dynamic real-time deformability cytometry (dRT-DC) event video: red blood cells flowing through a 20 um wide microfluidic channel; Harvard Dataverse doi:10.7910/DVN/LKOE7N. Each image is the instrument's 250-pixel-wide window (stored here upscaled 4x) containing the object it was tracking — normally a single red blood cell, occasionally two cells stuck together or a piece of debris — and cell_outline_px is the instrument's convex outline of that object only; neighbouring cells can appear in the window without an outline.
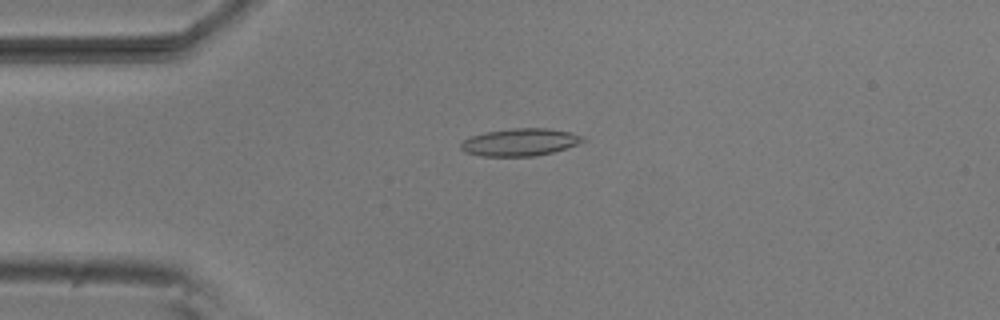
{"species": "common noctule bat (a hibernating species)", "species_latin": "Nyctalus noctula", "temperature_condition": "room temperature", "stored_images_in_passage": 50, "camera_frame_rate_fps": 3000, "um_per_image_px": 0.085, "animal": {"sex": "male", "body_mass_g": 20.5, "forearm_length_mm": 52.5}, "frame": {"image": 1, "passage_image": 12, "time_ms": 3.667, "image_size_px": [1000, 320], "cell_outline_px": [[588, 140], [552, 152], [536, 156], [480, 156], [464, 152], [460, 148], [460, 144], [464, 140], [472, 136], [484, 132], [512, 128], [548, 128], [568, 132], [584, 136]], "centroid_in_image_um": [44.18, 12.08], "position_along_channel_um": 40.8, "area_um2": 19.48}}
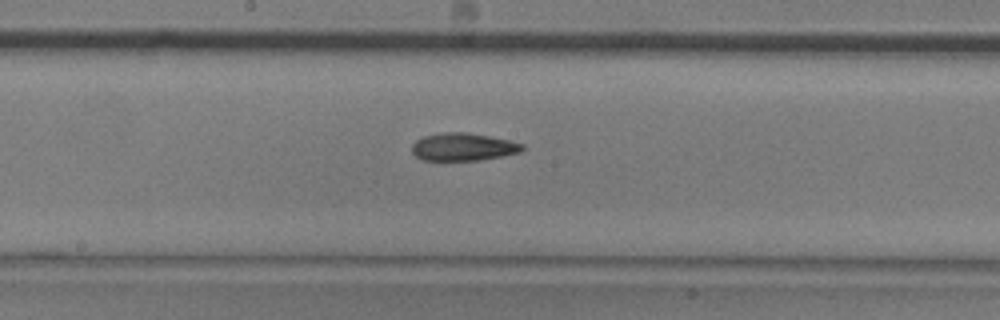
{"frame": {"image": 2, "passage_image": 27, "time_ms": 8.667, "image_size_px": [1000, 320], "cell_outline_px": [[524, 148], [520, 152], [480, 160], [420, 160], [412, 152], [412, 144], [416, 140], [424, 136], [444, 132], [464, 132], [488, 136], [508, 140], [524, 144]], "centroid_in_image_um": [39.34, 12.49], "position_along_channel_um": 208.9, "area_um2": 17.69}}
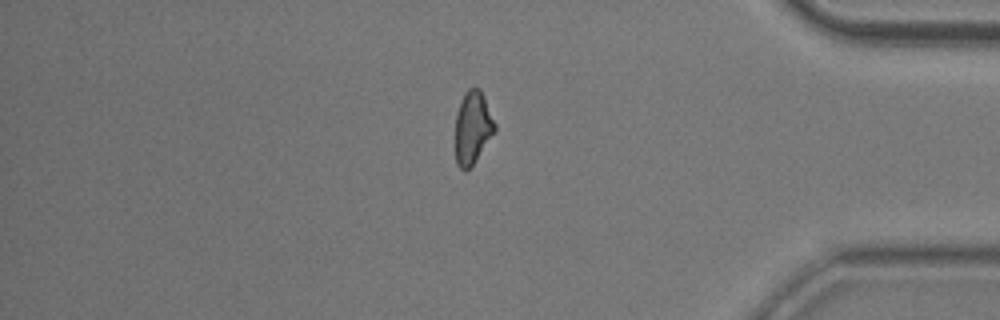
{"frame": {"image": 3, "passage_image": 44, "time_ms": 14.333, "image_size_px": [1000, 320], "cell_outline_px": [[496, 132], [472, 164], [464, 172], [456, 164], [456, 112], [460, 100], [464, 92], [468, 88], [480, 88], [484, 96], [496, 124]], "centroid_in_image_um": [40.18, 10.81], "position_along_channel_um": 395.0, "area_um2": 16.82}, "authors_computed_cell_mechanics": {"area_um2": 17.7735, "velocity_mm_per_s": 3.8194, "shape_relaxation_time_tau1_ms": null, "shape_relaxation_time_tau2_ms": 4.919, "deformation_change_tau1": null, "deformation_change_tau2": 0.1207}}